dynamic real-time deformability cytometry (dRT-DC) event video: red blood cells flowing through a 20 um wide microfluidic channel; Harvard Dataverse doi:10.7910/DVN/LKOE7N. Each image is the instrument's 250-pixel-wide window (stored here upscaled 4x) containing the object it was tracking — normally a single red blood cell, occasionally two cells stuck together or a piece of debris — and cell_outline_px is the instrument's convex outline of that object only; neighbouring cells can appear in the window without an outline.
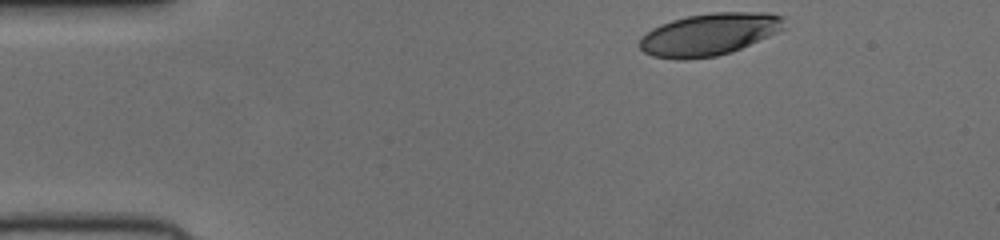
{"species": "human", "species_latin": "Homo sapiens", "temperature_condition": "cold", "stored_images_in_passage": 37, "camera_frame_rate_fps": 3000, "um_per_image_px": 0.085, "donor": {"sex": "female"}, "frame": {"image": 1, "passage_image": 1, "time_ms": 0.0, "image_size_px": [1000, 240], "cell_outline_px": [[784, 28], [768, 36], [732, 52], [716, 56], [688, 60], [676, 60], [652, 56], [644, 52], [636, 44], [640, 36], [652, 28], [660, 24], [672, 20], [688, 16], [712, 12], [768, 12], [784, 16]], "centroid_in_image_um": [60.23, 2.92], "position_along_channel_um": 24.8, "area_um2": 35.95}}
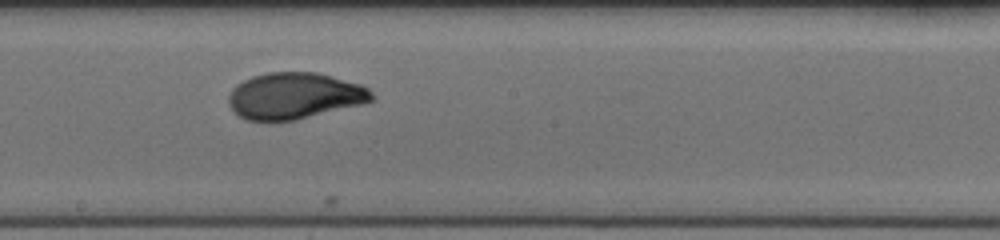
{"frame": {"image": 2, "passage_image": 22, "time_ms": 7.0, "image_size_px": [1000, 240], "cell_outline_px": [[376, 96], [372, 100], [364, 104], [296, 120], [244, 120], [228, 104], [228, 96], [232, 88], [236, 84], [252, 76], [268, 72], [316, 72], [332, 76], [360, 84], [368, 88]], "centroid_in_image_um": [25.05, 8.14], "position_along_channel_um": 223.2, "area_um2": 38.84}}
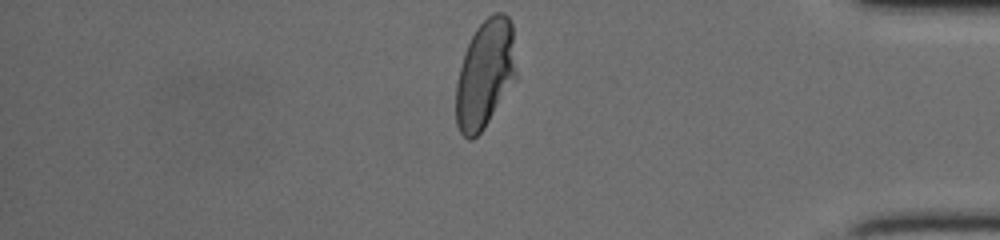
{"frame": {"image": 3, "passage_image": 37, "time_ms": 12.0, "image_size_px": [1000, 240], "cell_outline_px": [[516, 80], [484, 128], [472, 140], [468, 140], [460, 132], [456, 124], [456, 84], [464, 52], [476, 28], [488, 16], [496, 12], [504, 12], [508, 16], [512, 24], [516, 72]], "centroid_in_image_um": [41.23, 6.3], "position_along_channel_um": 394.0, "area_um2": 38.09}}